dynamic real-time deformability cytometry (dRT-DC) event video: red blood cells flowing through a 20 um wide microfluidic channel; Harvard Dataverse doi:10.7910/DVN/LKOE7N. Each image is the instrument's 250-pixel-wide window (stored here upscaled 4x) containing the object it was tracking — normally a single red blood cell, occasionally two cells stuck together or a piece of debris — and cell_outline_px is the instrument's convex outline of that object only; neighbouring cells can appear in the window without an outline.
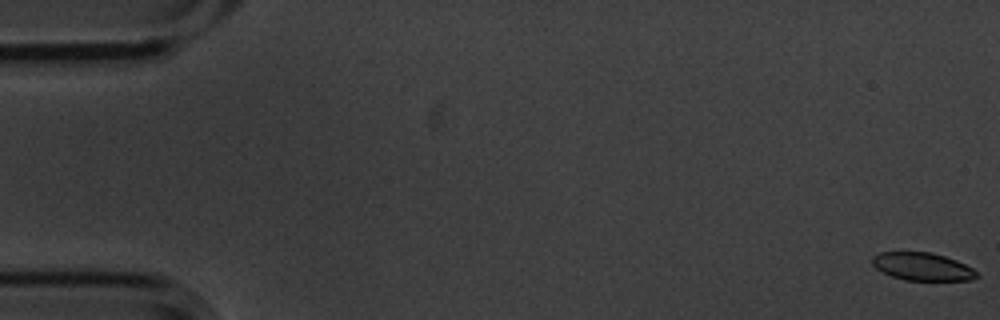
{"species": "common noctule bat (a hibernating species)", "species_latin": "Nyctalus noctula", "temperature_condition": "cold", "stored_images_in_passage": 6, "camera_frame_rate_fps": 3000, "um_per_image_px": 0.085, "animal": {"sex": "male", "body_mass_g": 20.1, "forearm_length_mm": 53.5}, "frame": {"image": 1, "passage_image": 1, "time_ms": 0.0, "image_size_px": [1000, 320], "cell_outline_px": [[980, 276], [972, 280], [904, 280], [892, 276], [876, 268], [872, 264], [872, 256], [880, 252], [932, 252], [956, 260], [972, 268]], "centroid_in_image_um": [78.4, 22.66], "position_along_channel_um": 6.6, "area_um2": 16.88}}
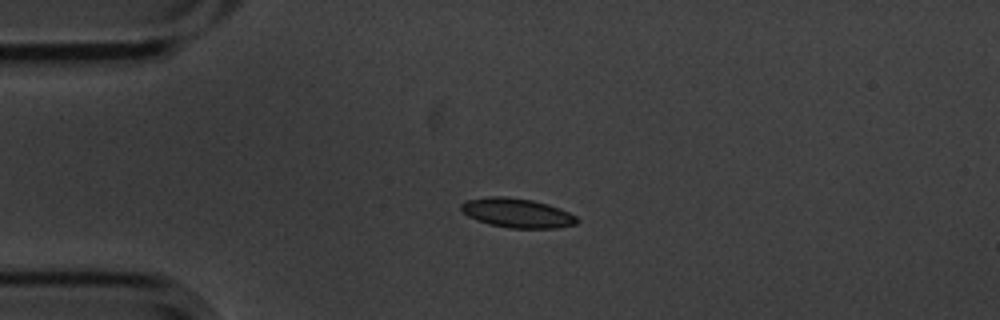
{"frame": {"image": 2, "passage_image": 4, "time_ms": 1.0, "image_size_px": [1000, 320], "cell_outline_px": [[580, 220], [576, 224], [556, 228], [508, 228], [488, 224], [476, 220], [468, 216], [460, 208], [460, 204], [464, 200], [488, 196], [504, 196], [532, 200], [548, 204], [560, 208], [576, 216]], "centroid_in_image_um": [43.93, 18.1], "position_along_channel_um": 41.1, "area_um2": 20.0}}
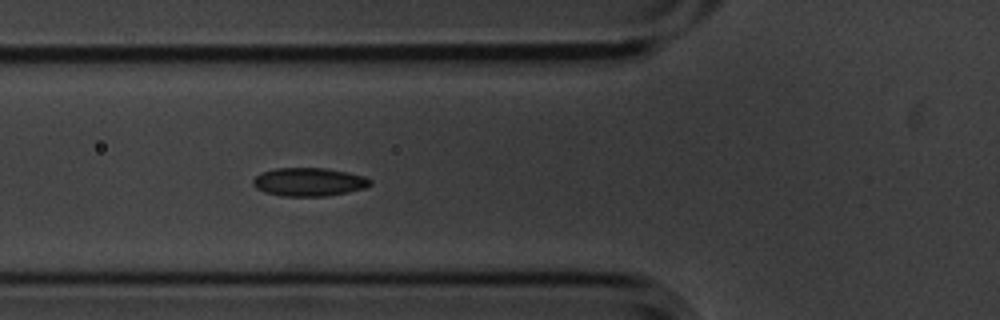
{"frame": {"image": 3, "passage_image": 6, "time_ms": 1.667, "image_size_px": [1000, 320], "cell_outline_px": [[372, 184], [364, 188], [348, 192], [324, 196], [280, 196], [264, 192], [256, 188], [252, 184], [252, 180], [260, 172], [276, 168], [324, 168], [348, 172], [364, 176], [372, 180]], "centroid_in_image_um": [26.24, 15.46], "position_along_channel_um": 99.6, "area_um2": 19.48}}